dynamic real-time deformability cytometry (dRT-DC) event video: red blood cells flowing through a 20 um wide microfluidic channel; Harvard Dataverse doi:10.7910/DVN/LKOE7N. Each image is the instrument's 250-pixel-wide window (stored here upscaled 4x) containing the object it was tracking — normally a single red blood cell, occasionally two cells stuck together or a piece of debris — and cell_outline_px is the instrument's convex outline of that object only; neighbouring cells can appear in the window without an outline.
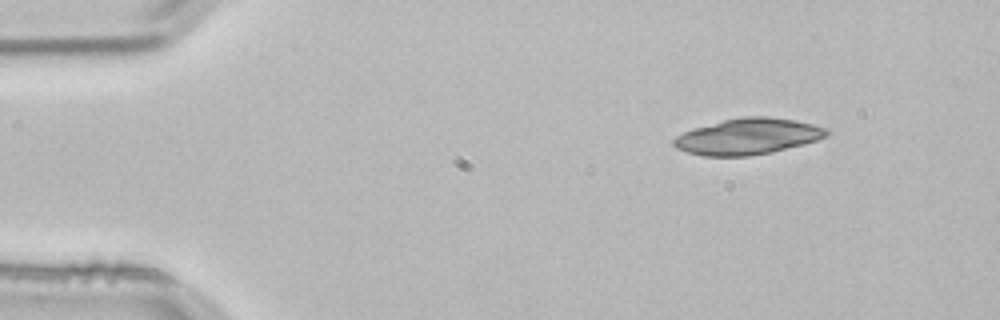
{"species": "common noctule bat (a hibernating species)", "species_latin": "Nyctalus noctula", "temperature_condition": "room temperature", "stored_images_in_passage": 5, "camera_frame_rate_fps": 3000, "um_per_image_px": 0.085, "animal": {"sex": "male", "body_mass_g": 21.5, "forearm_length_mm": 52.0}, "frame": {"image": 1, "passage_image": 1, "time_ms": 0.0, "image_size_px": [1000, 320], "cell_outline_px": [[828, 136], [804, 144], [772, 152], [748, 156], [704, 156], [688, 152], [676, 148], [672, 144], [672, 140], [676, 136], [692, 128], [724, 120], [744, 116], [768, 116], [796, 120], [828, 128]], "centroid_in_image_um": [63.57, 11.59], "position_along_channel_um": 21.4, "area_um2": 32.19}}